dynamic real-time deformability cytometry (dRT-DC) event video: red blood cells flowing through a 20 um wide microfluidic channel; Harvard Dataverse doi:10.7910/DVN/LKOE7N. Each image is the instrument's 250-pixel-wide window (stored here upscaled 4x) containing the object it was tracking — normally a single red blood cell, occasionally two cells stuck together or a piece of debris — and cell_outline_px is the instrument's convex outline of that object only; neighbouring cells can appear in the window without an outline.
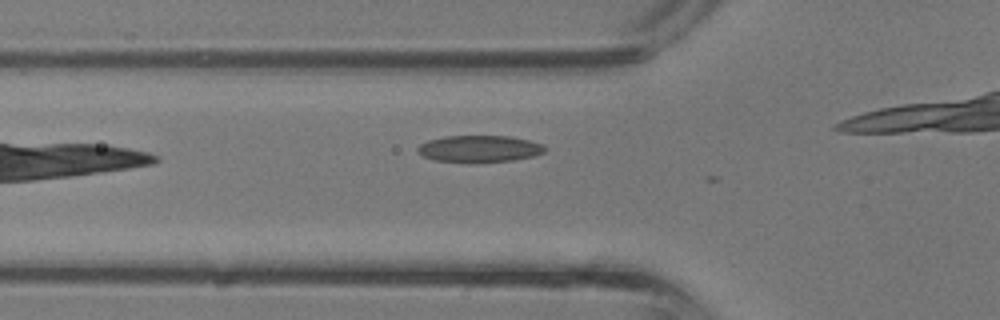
{"species": "common noctule bat (a hibernating species)", "species_latin": "Nyctalus noctula", "temperature_condition": "room temperature", "stored_images_in_passage": 3, "camera_frame_rate_fps": 3000, "um_per_image_px": 0.085, "animal": {"sex": "male", "body_mass_g": 13.3}, "frame": {"image": 1, "passage_image": 2, "time_ms": 0.333, "image_size_px": [1000, 320], "cell_outline_px": [[548, 148], [544, 152], [536, 156], [512, 160], [436, 160], [424, 156], [416, 152], [416, 148], [420, 144], [428, 140], [444, 136], [512, 136], [544, 144]], "centroid_in_image_um": [40.8, 12.6], "position_along_channel_um": 85.0, "area_um2": 19.31}}